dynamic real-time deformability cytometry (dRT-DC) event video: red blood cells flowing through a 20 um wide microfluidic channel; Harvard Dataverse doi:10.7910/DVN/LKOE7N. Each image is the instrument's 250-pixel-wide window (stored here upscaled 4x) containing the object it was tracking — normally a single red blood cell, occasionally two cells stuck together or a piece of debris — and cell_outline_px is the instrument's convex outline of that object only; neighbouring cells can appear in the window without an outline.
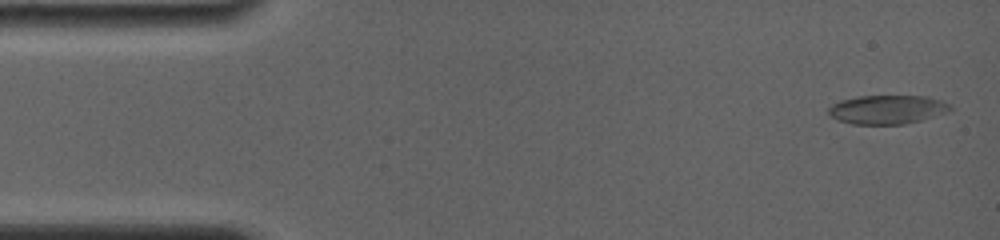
{"species": "common noctule bat (a hibernating species)", "species_latin": "Nyctalus noctula", "temperature_condition": "room temperature", "stored_images_in_passage": 68, "camera_frame_rate_fps": 4000, "um_per_image_px": 0.085, "animal": {"sex": "female", "body_mass_g": 19.0, "forearm_length_mm": 56.7}, "frame": {"image": 1, "passage_image": 1, "time_ms": 0.0, "image_size_px": [1000, 240], "cell_outline_px": [[952, 108], [948, 112], [920, 120], [904, 124], [852, 124], [836, 120], [828, 112], [828, 108], [832, 104], [840, 100], [860, 96], [928, 96], [944, 100], [952, 104]], "centroid_in_image_um": [75.45, 9.3], "position_along_channel_um": 9.6, "area_um2": 20.63}}
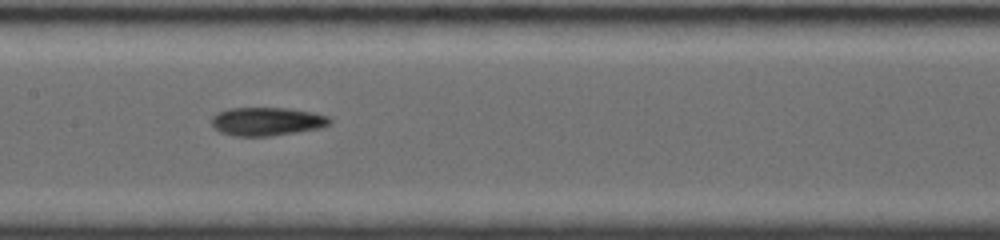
{"frame": {"image": 2, "passage_image": 32, "time_ms": 7.5, "image_size_px": [1000, 240], "cell_outline_px": [[332, 124], [320, 128], [296, 132], [268, 136], [236, 136], [220, 132], [212, 124], [212, 116], [216, 112], [228, 108], [288, 108], [312, 112], [328, 116], [332, 120]], "centroid_in_image_um": [22.7, 10.31], "position_along_channel_um": 184.7, "area_um2": 19.59}}
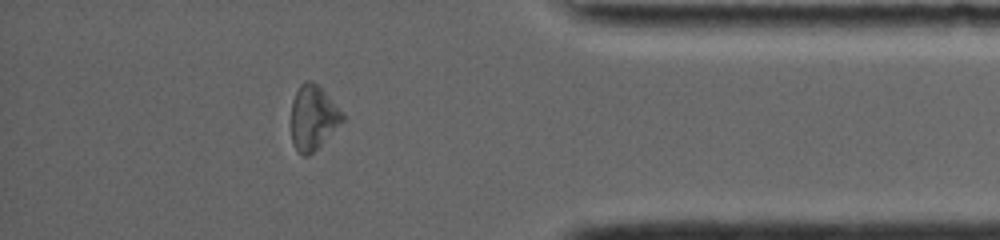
{"frame": {"image": 3, "passage_image": 58, "time_ms": 13.75, "image_size_px": [1000, 240], "cell_outline_px": [[344, 120], [308, 156], [304, 156], [296, 148], [292, 140], [292, 100], [300, 84], [308, 80], [312, 80], [344, 112]], "centroid_in_image_um": [26.61, 9.97], "position_along_channel_um": 408.6, "area_um2": 18.79}, "authors_computed_cell_mechanics": {"area_um2": 19.5653, "velocity_mm_per_s": 3.8286, "shape_relaxation_time_tau1_ms": null, "shape_relaxation_time_tau2_ms": 5.6837, "deformation_change_tau1": null, "deformation_change_tau2": 0.1413}}